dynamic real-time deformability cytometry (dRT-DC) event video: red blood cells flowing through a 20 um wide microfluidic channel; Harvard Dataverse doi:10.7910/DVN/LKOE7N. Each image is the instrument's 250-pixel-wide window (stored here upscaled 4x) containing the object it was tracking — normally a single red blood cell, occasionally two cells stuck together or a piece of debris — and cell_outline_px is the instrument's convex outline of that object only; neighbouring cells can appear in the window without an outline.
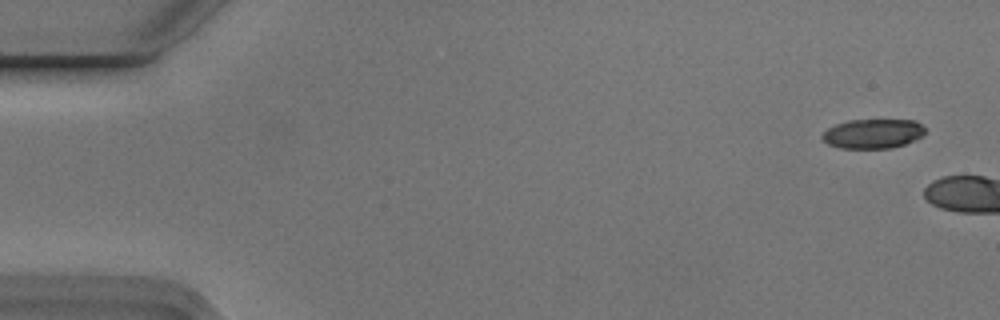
{"species": "Egyptian fruit bat (a non-hibernating species)", "species_latin": "Rousettus aegyptiacus", "temperature_condition": "cold", "stored_images_in_passage": 2, "camera_frame_rate_fps": 3000, "um_per_image_px": 0.085, "animal": {"sex": "male"}, "frame": {"image": 1, "passage_image": 1, "time_ms": 0.0, "image_size_px": [1000, 320], "cell_outline_px": [[924, 136], [916, 140], [892, 148], [840, 148], [828, 144], [820, 136], [828, 128], [836, 124], [848, 120], [916, 120], [924, 128]], "centroid_in_image_um": [74.21, 11.36], "position_along_channel_um": 10.8, "area_um2": 17.69}}